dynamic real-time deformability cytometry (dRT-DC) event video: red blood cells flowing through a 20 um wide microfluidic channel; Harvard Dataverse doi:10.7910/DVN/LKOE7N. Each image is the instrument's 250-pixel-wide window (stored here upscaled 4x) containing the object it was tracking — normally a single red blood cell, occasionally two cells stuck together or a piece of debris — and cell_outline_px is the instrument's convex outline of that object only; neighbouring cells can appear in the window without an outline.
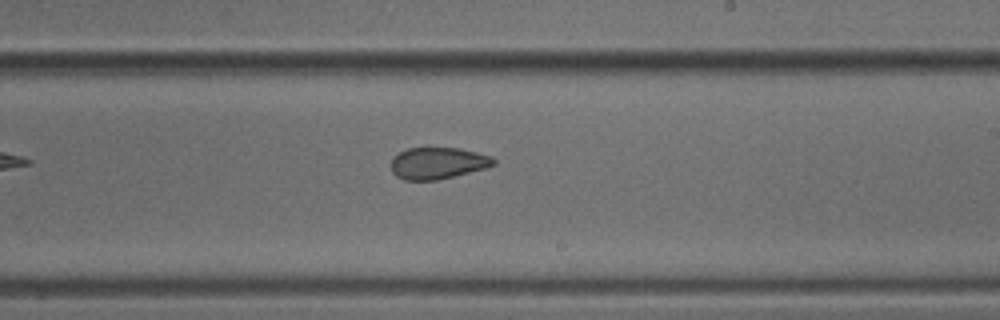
{"species": "common noctule bat (a hibernating species)", "species_latin": "Nyctalus noctula", "temperature_condition": "cold", "stored_images_in_passage": 8, "camera_frame_rate_fps": 3000, "um_per_image_px": 0.085, "animal": {"sex": "male", "body_mass_g": 18.8}, "frame": {"image": 1, "passage_image": 8, "time_ms": 2.333, "image_size_px": [1000, 320], "cell_outline_px": [[496, 164], [484, 168], [436, 180], [404, 180], [396, 176], [392, 172], [392, 156], [408, 148], [460, 148], [492, 156], [496, 160]], "centroid_in_image_um": [37.2, 13.86], "position_along_channel_um": 251.8, "area_um2": 18.79}}